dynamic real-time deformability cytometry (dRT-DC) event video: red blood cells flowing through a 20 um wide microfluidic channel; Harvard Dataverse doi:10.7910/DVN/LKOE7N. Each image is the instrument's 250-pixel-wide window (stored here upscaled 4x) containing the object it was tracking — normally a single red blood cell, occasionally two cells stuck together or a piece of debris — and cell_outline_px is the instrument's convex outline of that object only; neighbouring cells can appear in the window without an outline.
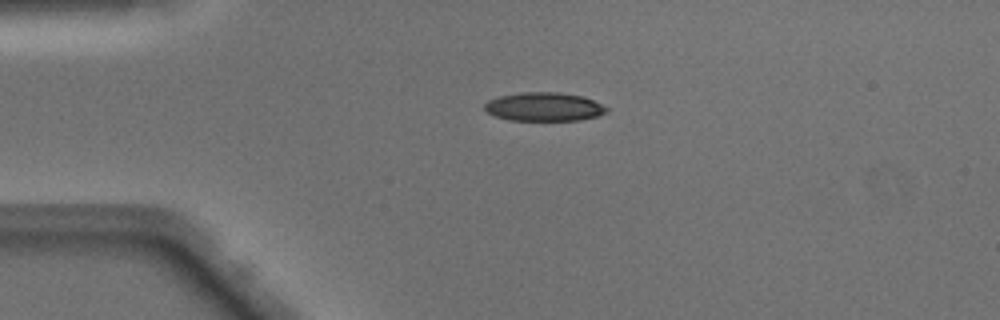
{"species": "Egyptian fruit bat (a non-hibernating species)", "species_latin": "Rousettus aegyptiacus", "temperature_condition": "warm", "stored_images_in_passage": 38, "camera_frame_rate_fps": 3000, "um_per_image_px": 0.085, "animal": {"sex": "male"}, "frame": {"image": 1, "passage_image": 1, "time_ms": 0.0, "image_size_px": [1000, 320], "cell_outline_px": [[608, 112], [596, 116], [580, 120], [508, 120], [496, 116], [488, 112], [484, 108], [484, 104], [488, 100], [500, 96], [524, 92], [556, 92], [584, 96], [608, 108]], "centroid_in_image_um": [46.24, 9.07], "position_along_channel_um": 38.8, "area_um2": 20.23}}
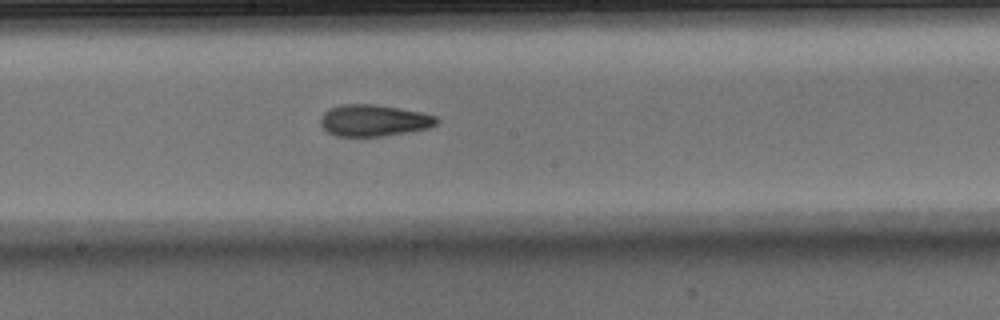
{"frame": {"image": 2, "passage_image": 16, "time_ms": 5.0, "image_size_px": [1000, 320], "cell_outline_px": [[440, 120], [436, 124], [428, 128], [384, 136], [336, 136], [328, 132], [320, 124], [320, 120], [324, 112], [328, 108], [340, 104], [372, 104], [420, 112], [436, 116]], "centroid_in_image_um": [31.74, 10.24], "position_along_channel_um": 216.5, "area_um2": 21.27}}
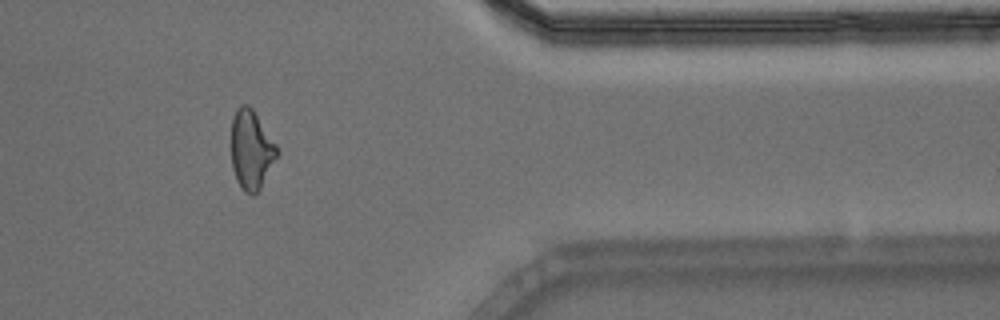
{"frame": {"image": 3, "passage_image": 30, "time_ms": 9.667, "image_size_px": [1000, 320], "cell_outline_px": [[276, 156], [260, 188], [252, 196], [244, 192], [236, 180], [232, 168], [232, 120], [236, 108], [240, 104], [248, 104], [252, 108], [276, 144]], "centroid_in_image_um": [21.32, 12.71], "position_along_channel_um": 390.1, "area_um2": 20.69}, "authors_computed_cell_mechanics": {"area_um2": 21.2704, "velocity_mm_per_s": 4.1477, "shape_relaxation_time_tau1_ms": 9.826, "shape_relaxation_time_tau2_ms": 2.5072, "deformation_change_tau1": 0.2453, "deformation_change_tau2": 0.102}}